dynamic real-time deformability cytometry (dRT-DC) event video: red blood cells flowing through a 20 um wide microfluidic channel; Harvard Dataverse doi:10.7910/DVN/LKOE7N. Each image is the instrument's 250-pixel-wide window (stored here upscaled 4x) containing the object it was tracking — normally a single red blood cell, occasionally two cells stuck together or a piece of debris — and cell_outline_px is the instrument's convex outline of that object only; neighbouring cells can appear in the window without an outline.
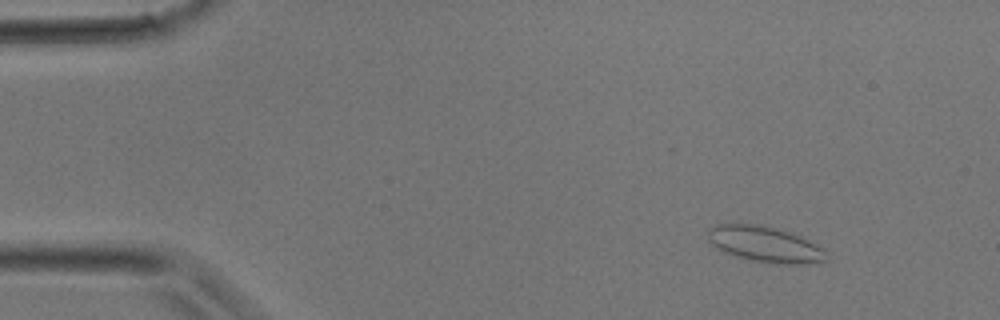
{"species": "common noctule bat (a hibernating species)", "species_latin": "Nyctalus noctula", "temperature_condition": "room temperature", "stored_images_in_passage": 37, "camera_frame_rate_fps": 3000, "um_per_image_px": 0.085, "animal": {"sex": "male", "body_mass_g": 17.9}, "frame": {"image": 1, "passage_image": 4, "time_ms": 1.0, "image_size_px": [1000, 320], "cell_outline_px": [[828, 260], [804, 264], [776, 264], [752, 260], [736, 256], [724, 252], [716, 248], [708, 240], [708, 228], [716, 224], [764, 224], [792, 232], [824, 248]], "centroid_in_image_um": [65.03, 20.75], "position_along_channel_um": 20.0, "area_um2": 24.97}}
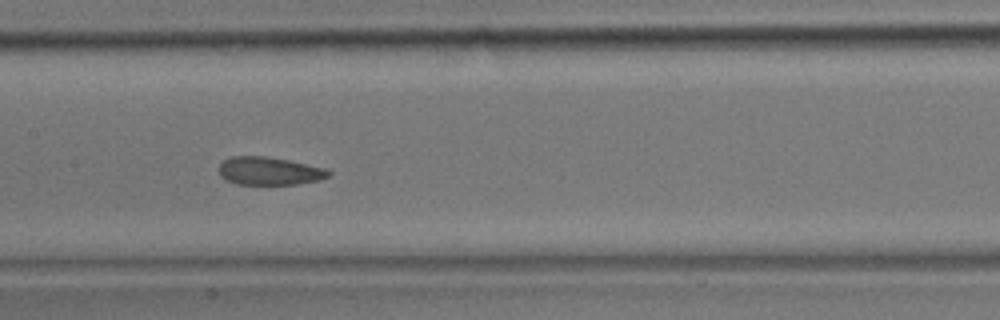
{"frame": {"image": 2, "passage_image": 18, "time_ms": 5.667, "image_size_px": [1000, 320], "cell_outline_px": [[332, 172], [328, 176], [320, 180], [296, 184], [236, 184], [220, 176], [216, 168], [224, 160], [232, 156], [264, 156], [288, 160], [324, 168]], "centroid_in_image_um": [22.85, 14.53], "position_along_channel_um": 184.6, "area_um2": 17.86}}
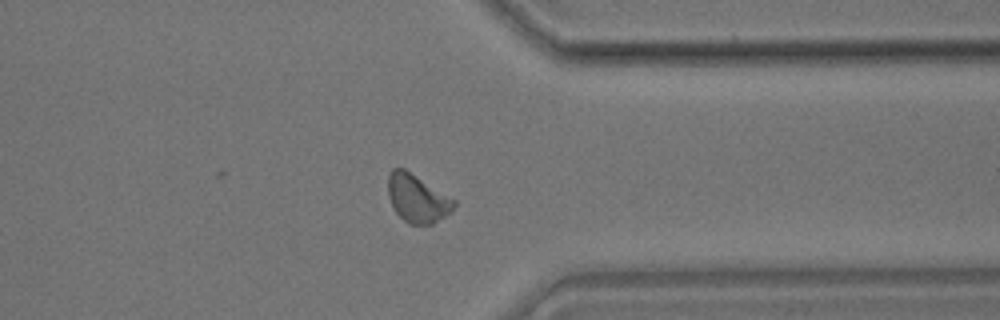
{"frame": {"image": 3, "passage_image": 29, "time_ms": 9.333, "image_size_px": [1000, 320], "cell_outline_px": [[456, 204], [452, 212], [432, 224], [408, 224], [396, 212], [388, 196], [388, 176], [392, 168], [404, 168], [456, 200]], "centroid_in_image_um": [35.48, 16.87], "position_along_channel_um": 375.9, "area_um2": 18.38}}